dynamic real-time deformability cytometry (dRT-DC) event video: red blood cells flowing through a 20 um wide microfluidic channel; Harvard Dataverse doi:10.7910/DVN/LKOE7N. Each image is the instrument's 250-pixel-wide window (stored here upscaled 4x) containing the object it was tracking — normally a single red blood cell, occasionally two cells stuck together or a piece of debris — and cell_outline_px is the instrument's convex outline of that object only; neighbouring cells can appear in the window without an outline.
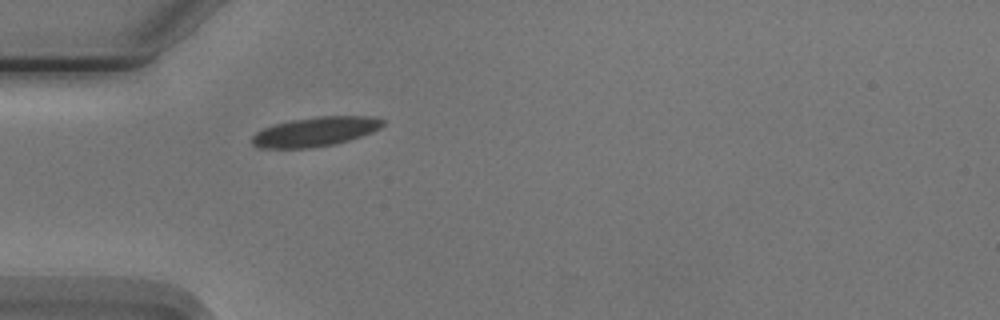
{"species": "Egyptian fruit bat (a non-hibernating species)", "species_latin": "Rousettus aegyptiacus", "temperature_condition": "cold", "stored_images_in_passage": 1, "camera_frame_rate_fps": 3000, "um_per_image_px": 0.085, "animal": {"sex": "male"}, "frame": {"image": 1, "passage_image": 1, "time_ms": 0.0, "image_size_px": [1000, 320], "cell_outline_px": [[384, 124], [380, 128], [372, 132], [348, 140], [332, 144], [312, 148], [260, 148], [252, 144], [252, 136], [256, 132], [264, 128], [276, 124], [292, 120], [316, 116], [372, 116], [384, 120]], "centroid_in_image_um": [26.8, 11.19], "position_along_channel_um": 58.2, "area_um2": 22.25}}